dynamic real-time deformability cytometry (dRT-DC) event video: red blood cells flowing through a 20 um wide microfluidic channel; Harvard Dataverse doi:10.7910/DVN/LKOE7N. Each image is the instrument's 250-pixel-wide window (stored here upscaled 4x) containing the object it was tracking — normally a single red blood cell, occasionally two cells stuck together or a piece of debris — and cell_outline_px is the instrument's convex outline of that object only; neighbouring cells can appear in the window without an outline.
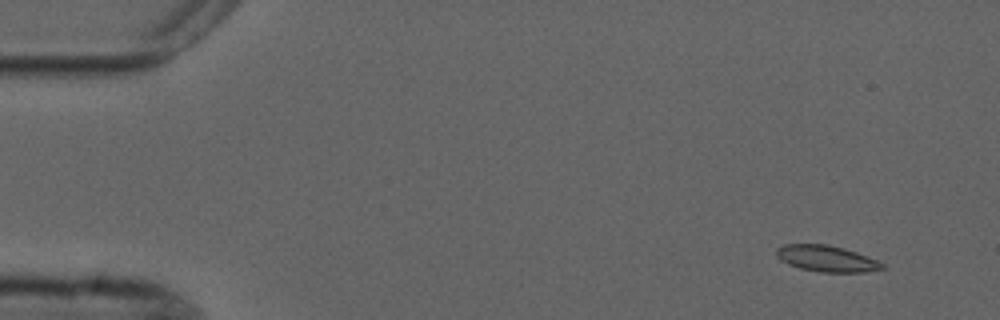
{"species": "common noctule bat (a hibernating species)", "species_latin": "Nyctalus noctula", "temperature_condition": "cold", "stored_images_in_passage": 6, "camera_frame_rate_fps": 3000, "um_per_image_px": 0.085, "animal": {"sex": "male", "forearm_length_mm": 52.5}, "frame": {"image": 1, "passage_image": 2, "time_ms": 1.0, "image_size_px": [1000, 320], "cell_outline_px": [[888, 268], [864, 272], [820, 272], [800, 268], [788, 264], [780, 260], [776, 256], [776, 248], [784, 244], [828, 244], [844, 248], [856, 252], [876, 260], [884, 264]], "centroid_in_image_um": [70.25, 21.98], "position_along_channel_um": 14.8, "area_um2": 16.24}}
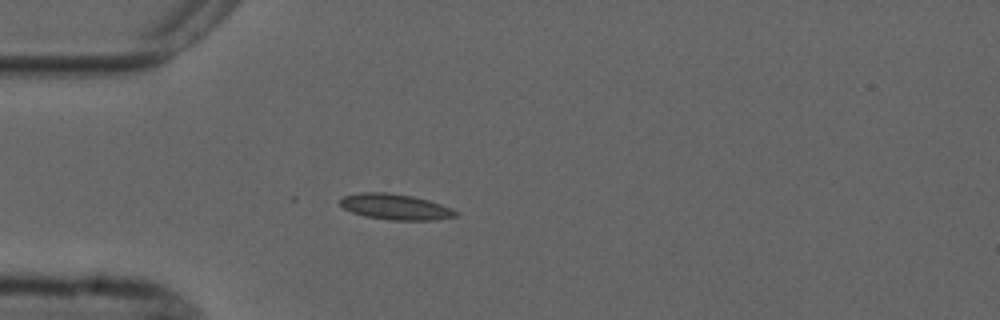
{"frame": {"image": 2, "passage_image": 5, "time_ms": 4.667, "image_size_px": [1000, 320], "cell_outline_px": [[460, 212], [456, 216], [432, 220], [388, 220], [364, 216], [352, 212], [344, 208], [340, 204], [340, 200], [344, 196], [360, 192], [388, 192], [412, 196], [428, 200], [452, 208]], "centroid_in_image_um": [33.61, 17.58], "position_along_channel_um": 51.4, "area_um2": 17.34}}